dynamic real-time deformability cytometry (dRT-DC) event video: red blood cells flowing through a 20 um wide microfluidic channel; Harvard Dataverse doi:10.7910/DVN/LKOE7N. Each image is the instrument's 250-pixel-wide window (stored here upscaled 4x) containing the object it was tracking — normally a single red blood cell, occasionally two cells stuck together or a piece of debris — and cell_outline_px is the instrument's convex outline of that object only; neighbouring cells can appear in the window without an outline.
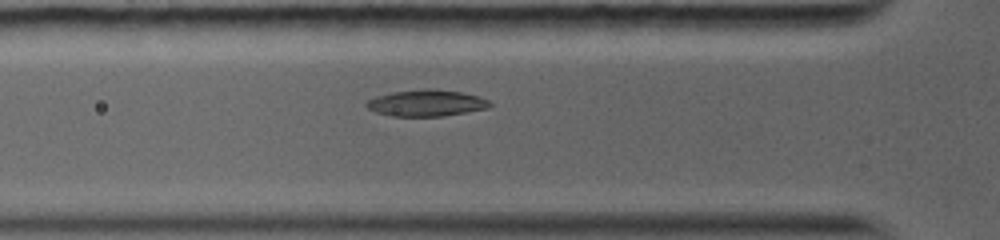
{"species": "common noctule bat (a hibernating species)", "species_latin": "Nyctalus noctula", "temperature_condition": "warm", "stored_images_in_passage": 43, "camera_frame_rate_fps": 5000, "um_per_image_px": 0.085, "animal": {"sex": "female", "body_mass_g": 19.0, "forearm_length_mm": 56.7}, "frame": {"image": 1, "passage_image": 2, "time_ms": 0.6, "image_size_px": [1000, 240], "cell_outline_px": [[492, 104], [488, 108], [444, 116], [392, 116], [376, 112], [368, 108], [364, 104], [368, 100], [376, 96], [392, 92], [424, 88], [432, 88], [460, 92], [476, 96], [488, 100]], "centroid_in_image_um": [36.22, 8.75], "position_along_channel_um": 89.6, "area_um2": 18.96}}
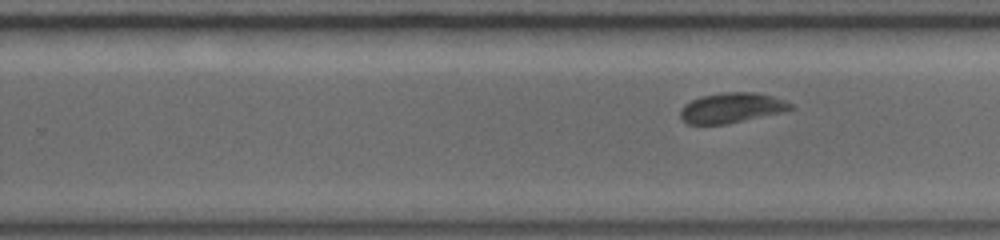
{"frame": {"image": 2, "passage_image": 20, "time_ms": 5.0, "image_size_px": [1000, 240], "cell_outline_px": [[796, 108], [784, 112], [724, 124], [688, 124], [680, 116], [680, 108], [684, 104], [700, 96], [724, 92], [756, 92], [772, 96], [784, 100], [792, 104]], "centroid_in_image_um": [62.2, 9.16], "position_along_channel_um": 267.6, "area_um2": 19.36}}
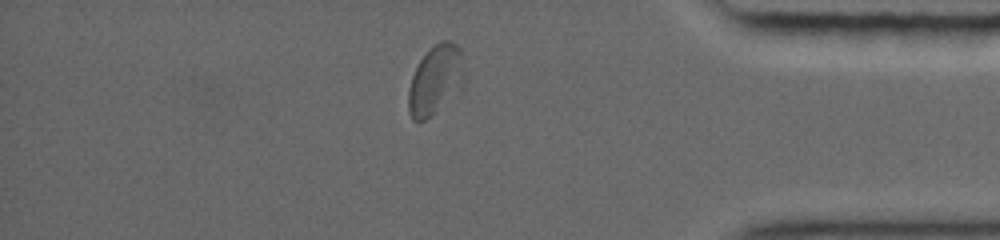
{"frame": {"image": 3, "passage_image": 37, "time_ms": 8.8, "image_size_px": [1000, 240], "cell_outline_px": [[464, 76], [460, 92], [432, 116], [424, 120], [412, 120], [408, 112], [408, 88], [412, 76], [420, 60], [440, 40], [452, 40], [460, 48], [464, 72]], "centroid_in_image_um": [37.03, 6.83], "position_along_channel_um": 398.2, "area_um2": 22.77}}